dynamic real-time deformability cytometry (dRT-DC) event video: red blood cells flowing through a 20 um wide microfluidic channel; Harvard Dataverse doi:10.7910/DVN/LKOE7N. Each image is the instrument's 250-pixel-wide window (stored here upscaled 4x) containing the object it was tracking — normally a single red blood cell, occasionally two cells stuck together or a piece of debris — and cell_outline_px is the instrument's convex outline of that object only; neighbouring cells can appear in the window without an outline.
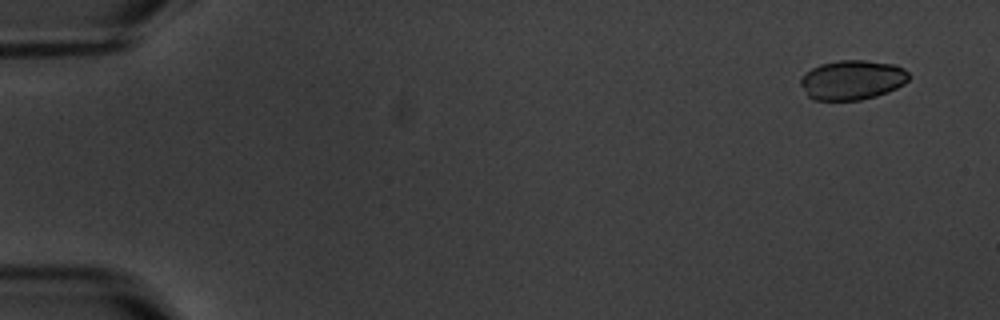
{"species": "common noctule bat (a hibernating species)", "species_latin": "Nyctalus noctula", "temperature_condition": "warm", "stored_images_in_passage": 8, "camera_frame_rate_fps": 3000, "um_per_image_px": 0.085, "animal": {"sex": "male", "body_mass_g": 20.1, "forearm_length_mm": 53.5}, "frame": {"image": 1, "passage_image": 1, "time_ms": 0.0, "image_size_px": [1000, 320], "cell_outline_px": [[908, 80], [904, 84], [888, 92], [876, 96], [860, 100], [816, 100], [808, 96], [800, 84], [800, 80], [812, 68], [820, 64], [840, 60], [864, 60], [896, 64], [904, 68], [908, 72]], "centroid_in_image_um": [72.47, 6.79], "position_along_channel_um": 12.5, "area_um2": 24.91}}
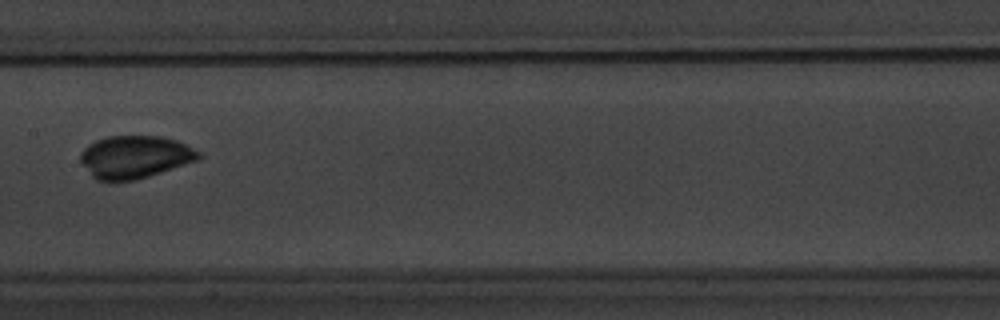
{"frame": {"image": 2, "passage_image": 8, "time_ms": 9.0, "image_size_px": [1000, 320], "cell_outline_px": [[204, 156], [200, 160], [136, 180], [96, 180], [92, 176], [80, 160], [80, 152], [88, 144], [96, 140], [108, 136], [160, 136], [176, 140], [200, 152]], "centroid_in_image_um": [11.49, 13.33], "position_along_channel_um": 195.9, "area_um2": 29.36}}